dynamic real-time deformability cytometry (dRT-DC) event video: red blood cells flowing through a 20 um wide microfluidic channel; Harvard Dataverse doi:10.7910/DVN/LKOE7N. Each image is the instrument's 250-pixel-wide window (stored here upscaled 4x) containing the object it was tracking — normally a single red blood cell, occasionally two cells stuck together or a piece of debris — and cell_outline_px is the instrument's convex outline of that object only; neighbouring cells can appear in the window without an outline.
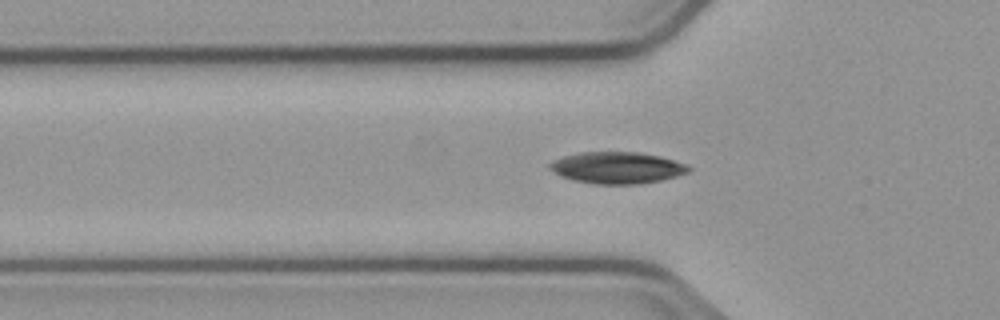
{"species": "common noctule bat (a hibernating species)", "species_latin": "Nyctalus noctula", "temperature_condition": "cold", "stored_images_in_passage": 48, "camera_frame_rate_fps": 3000, "um_per_image_px": 0.085, "animal": {"sex": "male", "body_mass_g": 23.1, "forearm_length_mm": 52.7}, "frame": {"image": 1, "passage_image": 17, "time_ms": 5.333, "image_size_px": [1000, 320], "cell_outline_px": [[692, 168], [688, 172], [676, 176], [660, 180], [640, 184], [592, 184], [572, 180], [560, 176], [548, 168], [548, 164], [552, 160], [564, 156], [580, 152], [640, 152], [688, 164]], "centroid_in_image_um": [52.41, 14.26], "position_along_channel_um": 73.4, "area_um2": 25.66}}
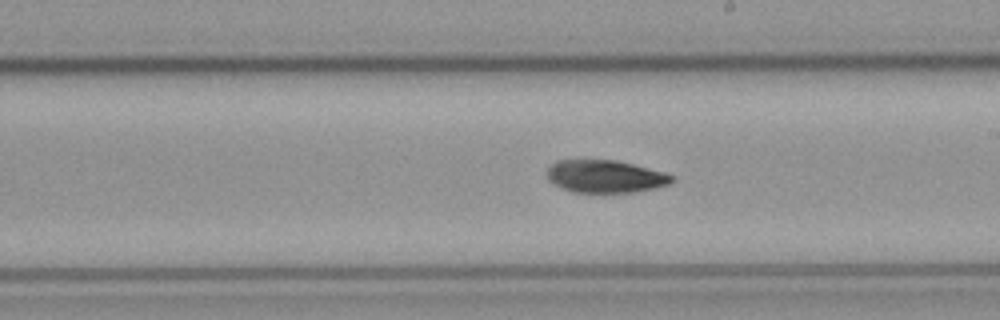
{"frame": {"image": 2, "passage_image": 30, "time_ms": 9.667, "image_size_px": [1000, 320], "cell_outline_px": [[676, 180], [668, 184], [636, 192], [572, 192], [548, 180], [548, 168], [556, 160], [616, 160], [664, 172], [676, 176]], "centroid_in_image_um": [51.48, 14.99], "position_along_channel_um": 237.5, "area_um2": 23.52}}
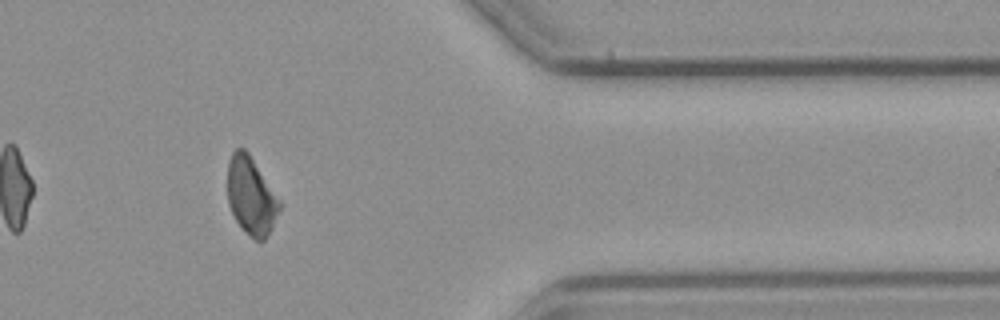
{"frame": {"image": 3, "passage_image": 44, "time_ms": 14.333, "image_size_px": [1000, 320], "cell_outline_px": [[280, 208], [272, 228], [264, 240], [256, 240], [236, 220], [228, 204], [228, 160], [232, 152], [236, 148], [244, 148], [248, 152], [280, 200]], "centroid_in_image_um": [21.34, 16.61], "position_along_channel_um": 390.1, "area_um2": 23.06}}